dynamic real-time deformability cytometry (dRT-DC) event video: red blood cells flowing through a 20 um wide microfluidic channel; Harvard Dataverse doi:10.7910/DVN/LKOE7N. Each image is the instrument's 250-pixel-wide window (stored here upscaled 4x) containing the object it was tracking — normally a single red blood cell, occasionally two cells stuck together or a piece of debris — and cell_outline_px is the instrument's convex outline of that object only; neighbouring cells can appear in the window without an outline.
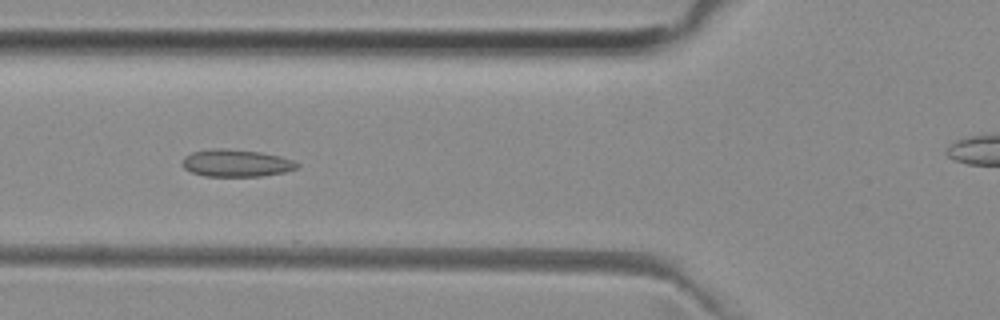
{"species": "common noctule bat (a hibernating species)", "species_latin": "Nyctalus noctula", "temperature_condition": "room temperature", "stored_images_in_passage": 52, "camera_frame_rate_fps": 3000, "um_per_image_px": 0.085, "animal": {"sex": "female", "body_mass_g": 29.2, "forearm_length_mm": 56.3}, "frame": {"image": 1, "passage_image": 18, "time_ms": 5.667, "image_size_px": [1000, 320], "cell_outline_px": [[300, 168], [284, 172], [264, 176], [204, 176], [192, 172], [184, 168], [180, 164], [184, 156], [192, 152], [212, 148], [228, 148], [260, 152], [280, 156], [292, 160], [300, 164]], "centroid_in_image_um": [20.07, 13.86], "position_along_channel_um": 105.7, "area_um2": 18.5}}
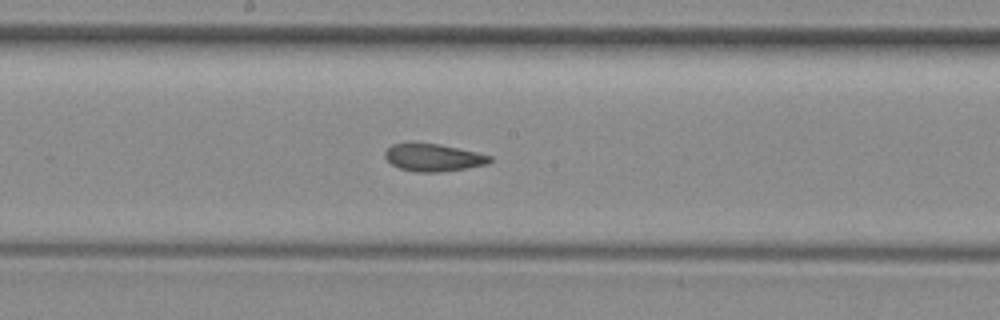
{"frame": {"image": 2, "passage_image": 26, "time_ms": 8.333, "image_size_px": [1000, 320], "cell_outline_px": [[492, 160], [488, 164], [468, 168], [440, 172], [416, 172], [400, 168], [392, 164], [384, 156], [384, 152], [392, 144], [408, 140], [416, 140], [440, 144], [476, 152], [492, 156]], "centroid_in_image_um": [36.79, 13.35], "position_along_channel_um": 211.4, "area_um2": 17.4}}
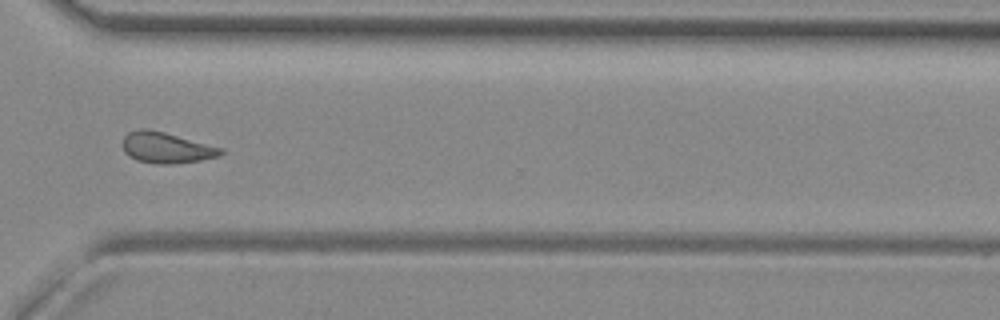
{"frame": {"image": 3, "passage_image": 37, "time_ms": 12.0, "image_size_px": [1000, 320], "cell_outline_px": [[224, 152], [220, 156], [200, 160], [172, 164], [160, 164], [136, 160], [128, 156], [124, 152], [120, 144], [124, 136], [128, 132], [140, 128], [148, 128], [164, 132], [224, 148]], "centroid_in_image_um": [14.1, 12.55], "position_along_channel_um": 356.5, "area_um2": 17.92}, "authors_computed_cell_mechanics": {"area_um2": 17.5712, "velocity_mm_per_s": 3.9576, "shape_relaxation_time_tau1_ms": null, "shape_relaxation_time_tau2_ms": 2.0063, "deformation_change_tau1": null, "deformation_change_tau2": 0.0694}}